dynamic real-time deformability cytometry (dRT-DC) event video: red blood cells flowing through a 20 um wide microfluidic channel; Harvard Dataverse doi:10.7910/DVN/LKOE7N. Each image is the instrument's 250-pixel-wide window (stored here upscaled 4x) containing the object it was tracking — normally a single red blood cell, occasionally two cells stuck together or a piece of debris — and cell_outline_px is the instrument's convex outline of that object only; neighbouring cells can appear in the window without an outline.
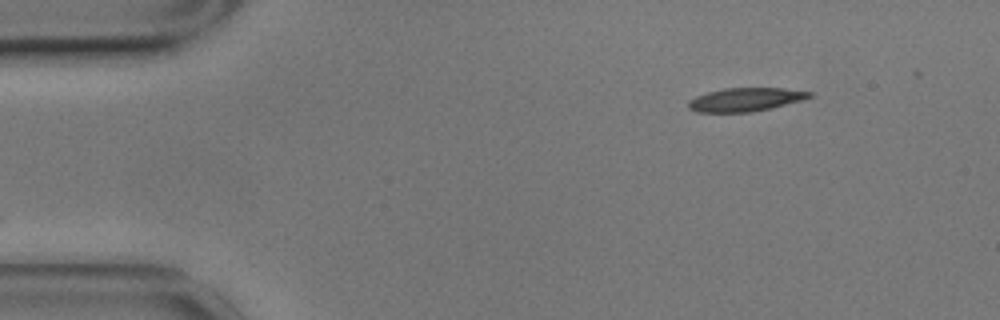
{"species": "common noctule bat (a hibernating species)", "species_latin": "Nyctalus noctula", "temperature_condition": "cold", "stored_images_in_passage": 51, "camera_frame_rate_fps": 3000, "um_per_image_px": 0.085, "animal": {"sex": "male", "body_mass_g": 17.9}, "frame": {"image": 1, "passage_image": 1, "time_ms": 0.0, "image_size_px": [1000, 320], "cell_outline_px": [[812, 96], [804, 100], [752, 112], [696, 112], [688, 108], [688, 100], [696, 96], [708, 92], [724, 88], [780, 88], [812, 92]], "centroid_in_image_um": [63.34, 8.46], "position_along_channel_um": 21.7, "area_um2": 16.53}}
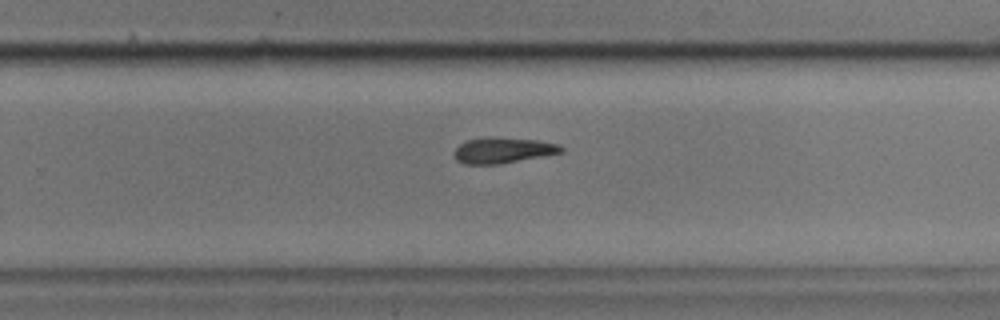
{"frame": {"image": 2, "passage_image": 30, "time_ms": 9.667, "image_size_px": [1000, 320], "cell_outline_px": [[564, 152], [544, 156], [500, 164], [464, 164], [456, 160], [452, 152], [460, 144], [468, 140], [536, 140], [556, 144], [564, 148]], "centroid_in_image_um": [42.75, 12.84], "position_along_channel_um": 287.1, "area_um2": 15.14}}
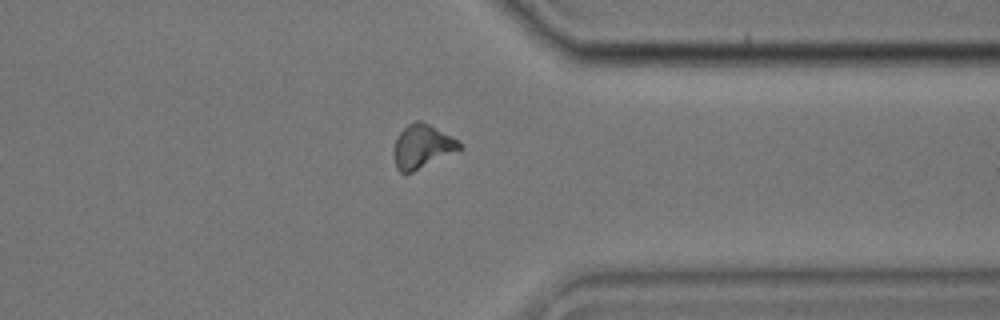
{"frame": {"image": 3, "passage_image": 38, "time_ms": 12.333, "image_size_px": [1000, 320], "cell_outline_px": [[464, 148], [412, 172], [400, 172], [396, 168], [392, 156], [392, 152], [396, 136], [408, 124], [416, 120], [420, 120], [428, 124], [456, 140]], "centroid_in_image_um": [35.82, 12.46], "position_along_channel_um": 375.6, "area_um2": 16.59}, "authors_computed_cell_mechanics": {"area_um2": 16.7042, "velocity_mm_per_s": 3.5035, "shape_relaxation_time_tau1_ms": 3.519, "shape_relaxation_time_tau2_ms": 7.8922, "deformation_change_tau1": 0.1451, "deformation_change_tau2": 0.169}}